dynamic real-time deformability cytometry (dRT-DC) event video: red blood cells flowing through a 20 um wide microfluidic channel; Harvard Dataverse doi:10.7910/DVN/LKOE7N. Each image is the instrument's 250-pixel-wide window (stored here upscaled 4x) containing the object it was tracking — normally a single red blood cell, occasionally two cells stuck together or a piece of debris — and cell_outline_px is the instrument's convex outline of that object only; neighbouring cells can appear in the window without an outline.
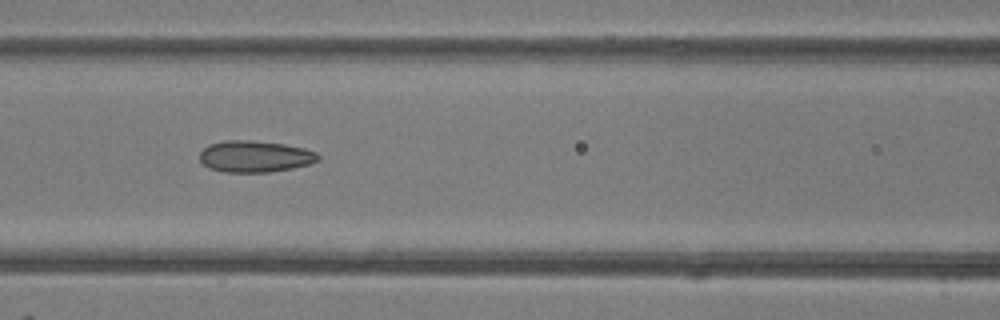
{"species": "common noctule bat (a hibernating species)", "species_latin": "Nyctalus noctula", "temperature_condition": "room temperature", "stored_images_in_passage": 7, "camera_frame_rate_fps": 3000, "um_per_image_px": 0.085, "animal": {"sex": "female"}, "frame": {"image": 1, "passage_image": 5, "time_ms": 4.333, "image_size_px": [1000, 320], "cell_outline_px": [[320, 160], [312, 164], [292, 168], [268, 172], [224, 172], [208, 168], [200, 160], [200, 152], [208, 144], [224, 140], [252, 140], [284, 144], [304, 148], [316, 152], [320, 156]], "centroid_in_image_um": [21.68, 13.29], "position_along_channel_um": 144.9, "area_um2": 21.96}}
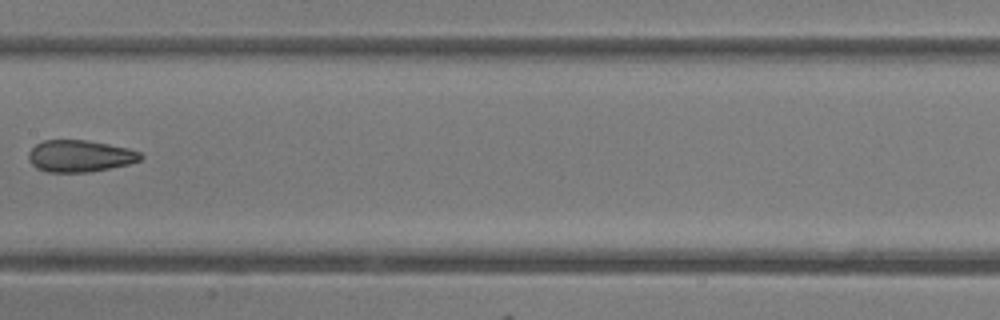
{"frame": {"image": 2, "passage_image": 6, "time_ms": 5.667, "image_size_px": [1000, 320], "cell_outline_px": [[144, 156], [140, 160], [128, 164], [88, 172], [48, 172], [36, 168], [28, 160], [28, 152], [36, 144], [44, 140], [88, 140], [128, 148], [140, 152]], "centroid_in_image_um": [6.77, 13.26], "position_along_channel_um": 200.6, "area_um2": 20.75}}
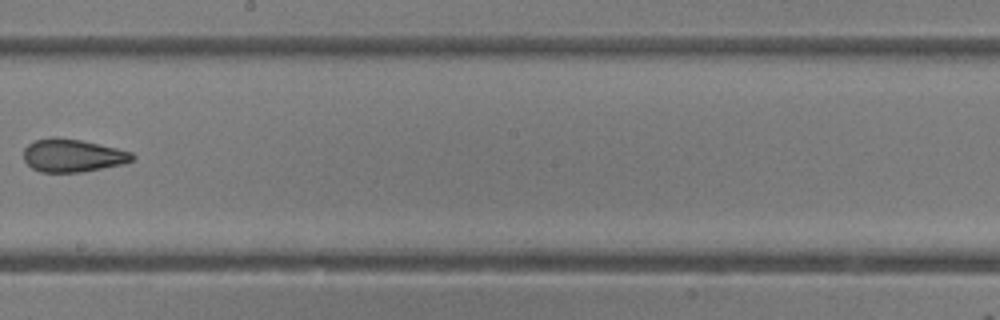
{"frame": {"image": 3, "passage_image": 7, "time_ms": 6.667, "image_size_px": [1000, 320], "cell_outline_px": [[136, 156], [132, 160], [124, 164], [80, 172], [40, 172], [32, 168], [24, 160], [24, 148], [28, 144], [36, 140], [52, 136], [56, 136], [80, 140], [116, 148], [132, 152]], "centroid_in_image_um": [6.16, 13.21], "position_along_channel_um": 242.0, "area_um2": 20.87}}